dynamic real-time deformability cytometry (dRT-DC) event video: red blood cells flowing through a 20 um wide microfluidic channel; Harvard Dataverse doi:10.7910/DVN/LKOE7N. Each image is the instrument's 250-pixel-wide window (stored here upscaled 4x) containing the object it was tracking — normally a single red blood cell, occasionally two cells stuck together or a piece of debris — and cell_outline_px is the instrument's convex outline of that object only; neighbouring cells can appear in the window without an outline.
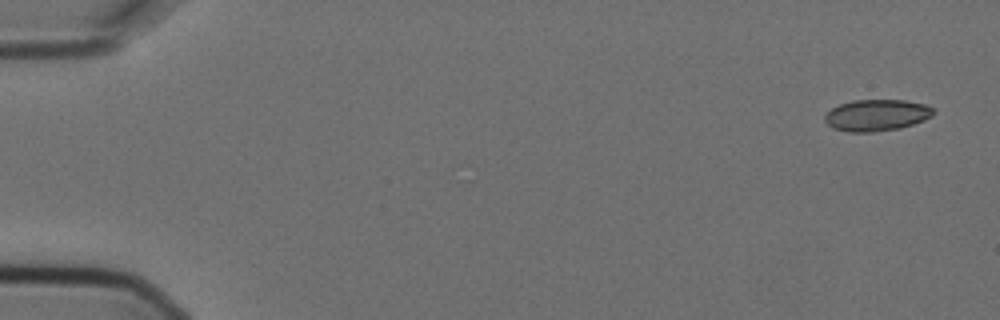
{"species": "Egyptian fruit bat (a non-hibernating species)", "species_latin": "Rousettus aegyptiacus", "temperature_condition": "cold", "stored_images_in_passage": 4, "camera_frame_rate_fps": 3000, "um_per_image_px": 0.085, "animal": {"sex": "female"}, "frame": {"image": 1, "passage_image": 1, "time_ms": 0.0, "image_size_px": [1000, 320], "cell_outline_px": [[936, 112], [932, 116], [924, 120], [900, 128], [872, 132], [848, 132], [832, 128], [824, 120], [824, 116], [832, 108], [840, 104], [852, 100], [904, 100], [924, 104], [932, 108]], "centroid_in_image_um": [74.5, 9.79], "position_along_channel_um": 10.5, "area_um2": 19.94}}